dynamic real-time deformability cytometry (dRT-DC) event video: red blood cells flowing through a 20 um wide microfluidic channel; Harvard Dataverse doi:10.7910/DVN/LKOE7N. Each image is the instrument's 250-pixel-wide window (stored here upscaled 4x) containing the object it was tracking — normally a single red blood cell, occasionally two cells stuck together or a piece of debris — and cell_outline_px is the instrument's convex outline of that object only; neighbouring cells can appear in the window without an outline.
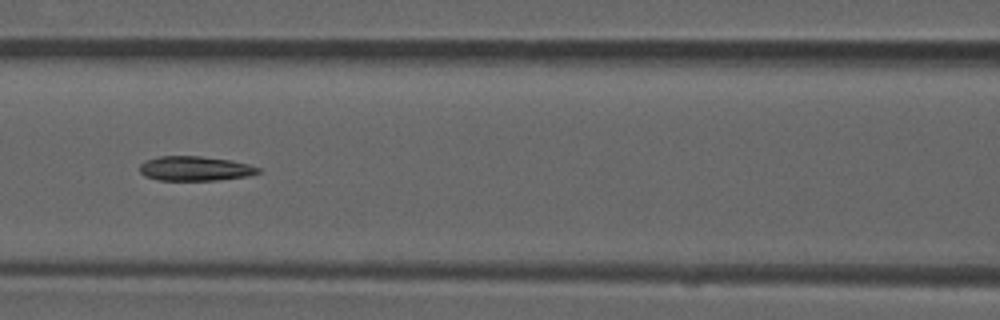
{"species": "common noctule bat (a hibernating species)", "species_latin": "Nyctalus noctula", "temperature_condition": "room temperature", "stored_images_in_passage": 7, "camera_frame_rate_fps": 3000, "um_per_image_px": 0.085, "animal": {"sex": "male", "forearm_length_mm": 52.5}, "frame": {"image": 1, "passage_image": 6, "time_ms": 1.667, "image_size_px": [1000, 320], "cell_outline_px": [[260, 172], [248, 176], [216, 180], [160, 180], [144, 176], [140, 172], [140, 164], [148, 160], [160, 156], [200, 156], [232, 160], [248, 164], [260, 168]], "centroid_in_image_um": [16.59, 14.32], "position_along_channel_um": 150.0, "area_um2": 16.88}}
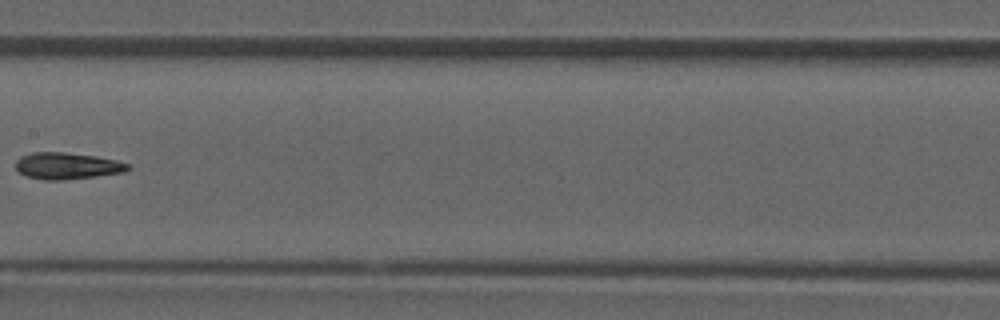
{"frame": {"image": 2, "passage_image": 7, "time_ms": 2.0, "image_size_px": [1000, 320], "cell_outline_px": [[132, 168], [124, 172], [96, 176], [64, 180], [44, 180], [24, 176], [16, 168], [16, 160], [20, 156], [32, 152], [64, 152], [96, 156], [116, 160], [132, 164]], "centroid_in_image_um": [5.72, 14.1], "position_along_channel_um": 201.7, "area_um2": 17.63}}